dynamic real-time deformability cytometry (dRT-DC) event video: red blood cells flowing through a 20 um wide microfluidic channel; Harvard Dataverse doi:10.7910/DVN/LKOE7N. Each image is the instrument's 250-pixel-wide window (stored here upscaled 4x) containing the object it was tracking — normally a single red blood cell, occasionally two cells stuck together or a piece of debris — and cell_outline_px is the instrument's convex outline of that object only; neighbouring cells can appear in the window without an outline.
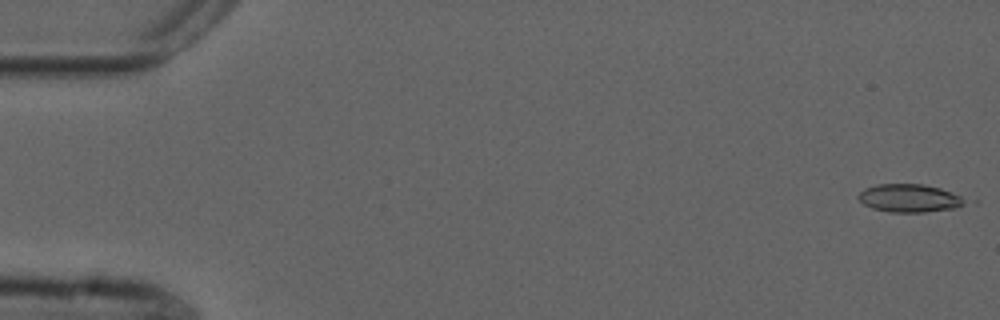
{"species": "common noctule bat (a hibernating species)", "species_latin": "Nyctalus noctula", "temperature_condition": "cold", "stored_images_in_passage": 16, "camera_frame_rate_fps": 3000, "um_per_image_px": 0.085, "animal": {"sex": "male", "forearm_length_mm": 52.5}, "frame": {"image": 1, "passage_image": 1, "time_ms": 0.0, "image_size_px": [1000, 320], "cell_outline_px": [[968, 200], [964, 204], [952, 208], [924, 212], [888, 212], [872, 208], [864, 204], [856, 196], [864, 188], [876, 184], [924, 184], [940, 188], [960, 196]], "centroid_in_image_um": [77.26, 16.83], "position_along_channel_um": 7.7, "area_um2": 17.34}}
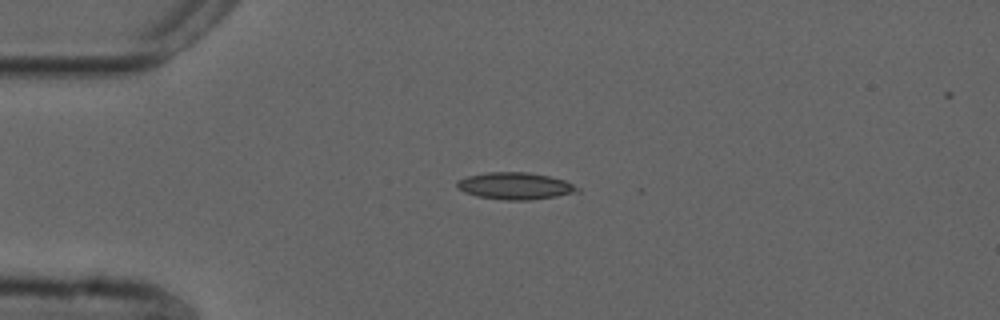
{"frame": {"image": 2, "passage_image": 13, "time_ms": 4.0, "image_size_px": [1000, 320], "cell_outline_px": [[580, 192], [556, 196], [528, 200], [504, 200], [476, 196], [464, 192], [456, 188], [456, 180], [468, 176], [488, 172], [528, 172], [548, 176], [564, 180], [580, 188]], "centroid_in_image_um": [43.76, 15.81], "position_along_channel_um": 41.2, "area_um2": 18.96}}